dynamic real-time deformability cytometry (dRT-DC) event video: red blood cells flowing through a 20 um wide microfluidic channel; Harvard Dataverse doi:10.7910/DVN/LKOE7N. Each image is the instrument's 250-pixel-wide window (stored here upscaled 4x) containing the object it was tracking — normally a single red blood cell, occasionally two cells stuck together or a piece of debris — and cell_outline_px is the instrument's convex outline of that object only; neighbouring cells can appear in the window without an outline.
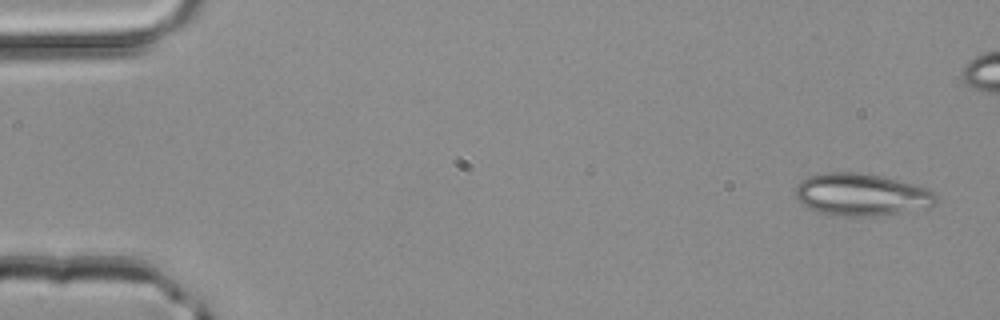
{"species": "common noctule bat (a hibernating species)", "species_latin": "Nyctalus noctula", "temperature_condition": "room temperature", "stored_images_in_passage": 5, "camera_frame_rate_fps": 3000, "um_per_image_px": 0.085, "animal": {"sex": "male", "body_mass_g": 20.4}, "frame": {"image": 1, "passage_image": 1, "time_ms": 0.0, "image_size_px": [1000, 320], "cell_outline_px": [[936, 200], [928, 208], [876, 216], [832, 216], [816, 212], [800, 204], [796, 196], [796, 184], [800, 180], [808, 176], [824, 172], [860, 172], [884, 176], [924, 188], [932, 192], [936, 196]], "centroid_in_image_um": [73.13, 16.55], "position_along_channel_um": 11.9, "area_um2": 34.91}}